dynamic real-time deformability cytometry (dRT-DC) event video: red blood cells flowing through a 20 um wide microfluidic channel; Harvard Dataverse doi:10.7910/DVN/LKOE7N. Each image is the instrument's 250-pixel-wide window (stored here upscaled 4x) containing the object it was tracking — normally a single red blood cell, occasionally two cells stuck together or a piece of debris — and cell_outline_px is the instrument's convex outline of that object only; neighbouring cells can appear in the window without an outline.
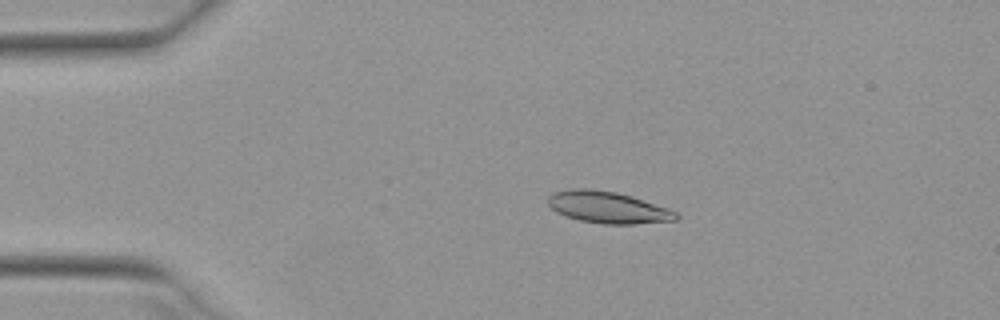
{"species": "Egyptian fruit bat (a non-hibernating species)", "species_latin": "Rousettus aegyptiacus", "temperature_condition": "warm", "stored_images_in_passage": 43, "camera_frame_rate_fps": 3000, "um_per_image_px": 0.085, "animal": {"sex": "female"}, "frame": {"image": 1, "passage_image": 2, "time_ms": 0.333, "image_size_px": [1000, 320], "cell_outline_px": [[680, 216], [676, 220], [632, 224], [604, 224], [580, 220], [556, 212], [548, 204], [548, 196], [552, 192], [572, 188], [584, 188], [616, 192], [632, 196], [668, 208], [676, 212]], "centroid_in_image_um": [51.66, 17.62], "position_along_channel_um": 33.3, "area_um2": 23.58}}
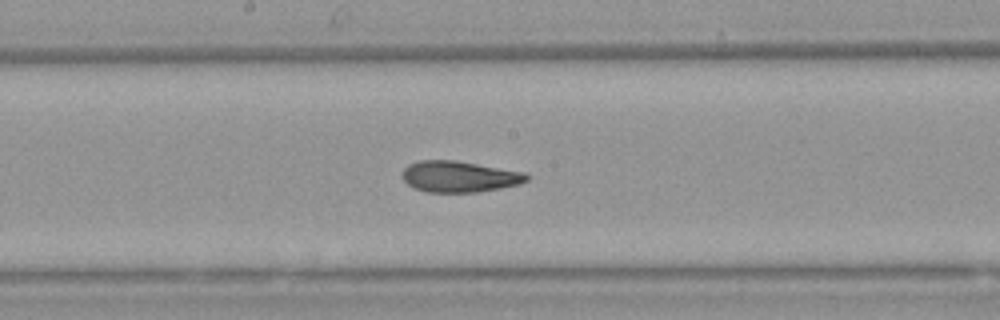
{"frame": {"image": 2, "passage_image": 19, "time_ms": 6.0, "image_size_px": [1000, 320], "cell_outline_px": [[528, 180], [520, 184], [500, 188], [476, 192], [428, 192], [412, 188], [404, 180], [404, 168], [408, 164], [420, 160], [456, 160], [524, 172], [528, 176]], "centroid_in_image_um": [39.04, 15.01], "position_along_channel_um": 209.2, "area_um2": 22.48}}
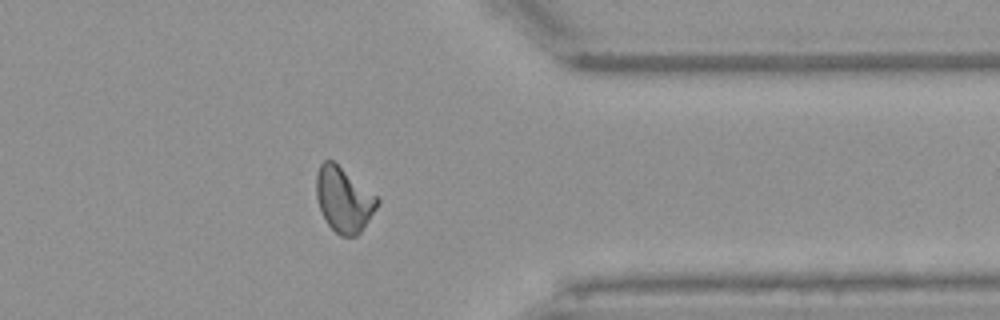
{"frame": {"image": 3, "passage_image": 33, "time_ms": 10.667, "image_size_px": [1000, 320], "cell_outline_px": [[380, 200], [376, 208], [360, 232], [356, 236], [340, 236], [328, 224], [320, 208], [316, 196], [316, 172], [320, 164], [324, 160], [332, 160], [376, 196]], "centroid_in_image_um": [29.19, 16.96], "position_along_channel_um": 382.2, "area_um2": 22.54}, "authors_computed_cell_mechanics": {"area_um2": 22.831, "velocity_mm_per_s": 3.9322, "shape_relaxation_time_tau1_ms": 10.3603, "shape_relaxation_time_tau2_ms": 2.2624, "deformation_change_tau1": 0.2457, "deformation_change_tau2": 0.0907}}